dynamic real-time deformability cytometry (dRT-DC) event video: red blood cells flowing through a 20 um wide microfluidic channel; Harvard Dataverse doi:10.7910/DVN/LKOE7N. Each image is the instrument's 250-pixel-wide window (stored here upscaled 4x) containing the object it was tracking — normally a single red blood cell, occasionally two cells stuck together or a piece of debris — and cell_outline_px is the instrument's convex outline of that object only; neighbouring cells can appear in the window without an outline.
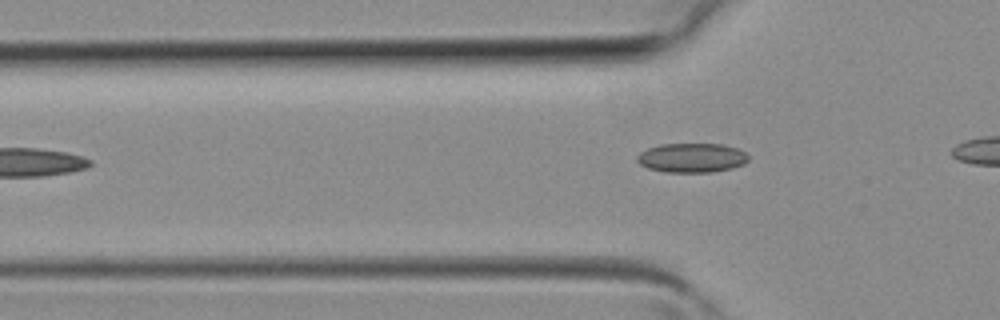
{"species": "common noctule bat (a hibernating species)", "species_latin": "Nyctalus noctula", "temperature_condition": "room temperature", "stored_images_in_passage": 2, "camera_frame_rate_fps": 3000, "um_per_image_px": 0.085, "animal": {"sex": "female", "body_mass_g": 19.3, "forearm_length_mm": 54.1}, "frame": {"image": 1, "passage_image": 2, "time_ms": 0.333, "image_size_px": [1000, 320], "cell_outline_px": [[748, 160], [744, 164], [732, 168], [712, 172], [664, 172], [648, 168], [640, 164], [636, 160], [636, 156], [640, 152], [648, 148], [660, 144], [720, 144], [736, 148], [744, 152], [748, 156]], "centroid_in_image_um": [58.77, 13.42], "position_along_channel_um": 67.0, "area_um2": 19.02}}